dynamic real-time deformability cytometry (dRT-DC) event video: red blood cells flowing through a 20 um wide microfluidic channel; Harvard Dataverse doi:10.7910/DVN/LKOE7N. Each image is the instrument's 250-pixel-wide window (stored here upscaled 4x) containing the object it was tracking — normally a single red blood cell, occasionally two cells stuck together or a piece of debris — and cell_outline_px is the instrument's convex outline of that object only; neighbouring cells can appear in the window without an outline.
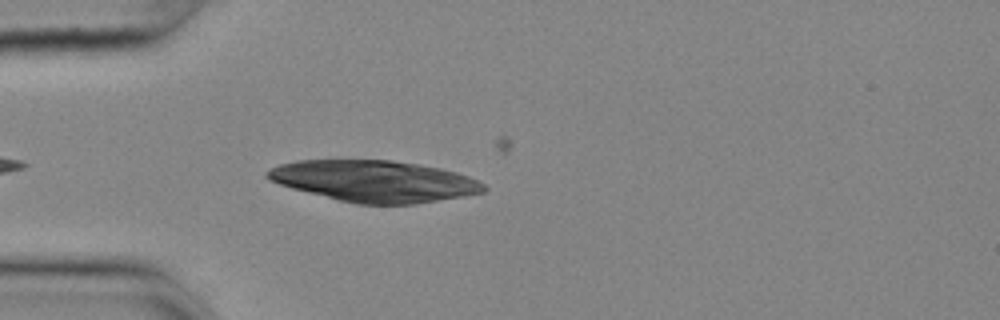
{"species": "common noctule bat (a hibernating species)", "species_latin": "Nyctalus noctula", "temperature_condition": "cold", "stored_images_in_passage": 26, "camera_frame_rate_fps": 3000, "um_per_image_px": 0.085, "animal": {"sex": "female", "body_mass_g": 25.1}, "frame": {"image": 1, "passage_image": 4, "time_ms": 1.0, "image_size_px": [1000, 320], "cell_outline_px": [[488, 188], [484, 192], [464, 196], [416, 204], [356, 204], [292, 188], [268, 180], [264, 176], [264, 172], [280, 164], [296, 160], [392, 160], [420, 164], [440, 168], [456, 172], [468, 176], [484, 184]], "centroid_in_image_um": [31.82, 15.39], "position_along_channel_um": 53.2, "area_um2": 52.19}}
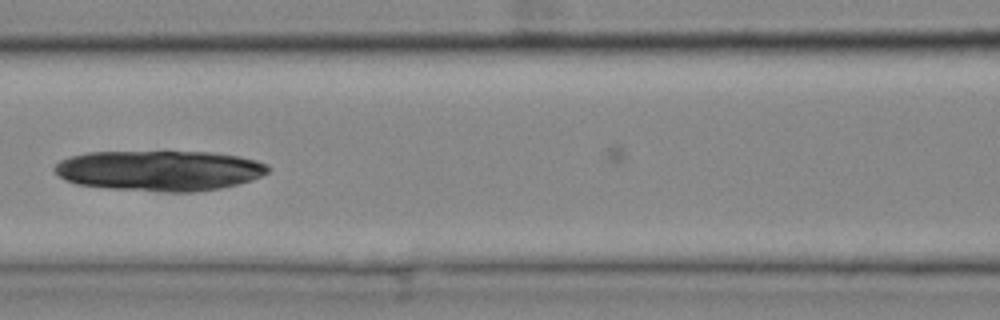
{"frame": {"image": 2, "passage_image": 13, "time_ms": 4.0, "image_size_px": [1000, 320], "cell_outline_px": [[272, 168], [268, 172], [252, 180], [220, 188], [192, 192], [164, 192], [108, 188], [76, 184], [64, 180], [52, 168], [60, 160], [72, 156], [88, 152], [212, 152], [240, 156], [256, 160], [268, 164]], "centroid_in_image_um": [13.57, 14.5], "position_along_channel_um": 153.0, "area_um2": 50.4}}
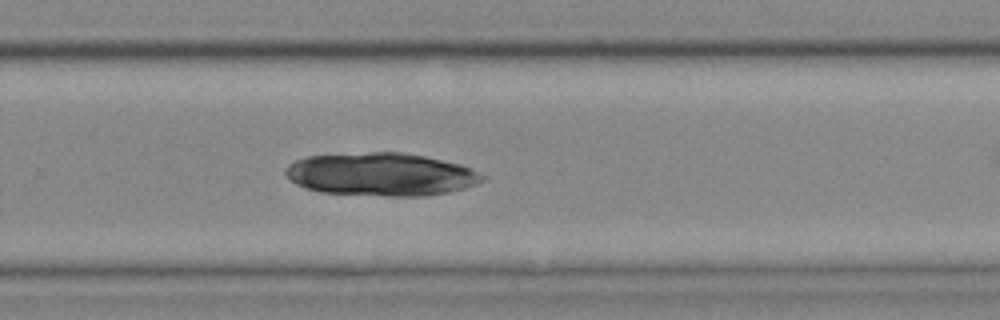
{"frame": {"image": 3, "passage_image": 25, "time_ms": 8.0, "image_size_px": [1000, 320], "cell_outline_px": [[488, 176], [484, 180], [476, 184], [464, 188], [448, 192], [424, 196], [388, 196], [320, 192], [304, 188], [296, 184], [284, 172], [284, 168], [288, 164], [296, 160], [308, 156], [372, 152], [400, 152], [424, 156], [460, 164], [472, 168]], "centroid_in_image_um": [32.41, 14.82], "position_along_channel_um": 297.4, "area_um2": 49.42}}